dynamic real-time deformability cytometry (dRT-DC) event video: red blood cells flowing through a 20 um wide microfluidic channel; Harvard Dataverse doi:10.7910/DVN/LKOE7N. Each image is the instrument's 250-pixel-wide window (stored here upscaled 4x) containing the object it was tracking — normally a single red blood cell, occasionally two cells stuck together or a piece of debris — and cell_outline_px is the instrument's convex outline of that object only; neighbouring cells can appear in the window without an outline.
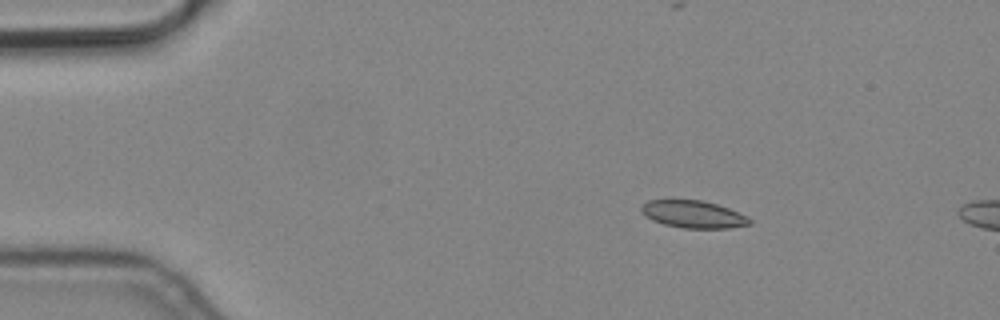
{"species": "common noctule bat (a hibernating species)", "species_latin": "Nyctalus noctula", "temperature_condition": "cold", "stored_images_in_passage": 4, "camera_frame_rate_fps": 3000, "um_per_image_px": 0.085, "animal": {"sex": "male", "body_mass_g": 19.2, "forearm_length_mm": 51.8}, "frame": {"image": 1, "passage_image": 2, "time_ms": 0.333, "image_size_px": [1000, 320], "cell_outline_px": [[752, 224], [728, 228], [684, 228], [664, 224], [652, 220], [644, 216], [640, 212], [640, 204], [648, 200], [668, 196], [700, 200], [716, 204], [728, 208], [748, 216], [752, 220]], "centroid_in_image_um": [58.83, 18.16], "position_along_channel_um": 26.2, "area_um2": 18.15}}